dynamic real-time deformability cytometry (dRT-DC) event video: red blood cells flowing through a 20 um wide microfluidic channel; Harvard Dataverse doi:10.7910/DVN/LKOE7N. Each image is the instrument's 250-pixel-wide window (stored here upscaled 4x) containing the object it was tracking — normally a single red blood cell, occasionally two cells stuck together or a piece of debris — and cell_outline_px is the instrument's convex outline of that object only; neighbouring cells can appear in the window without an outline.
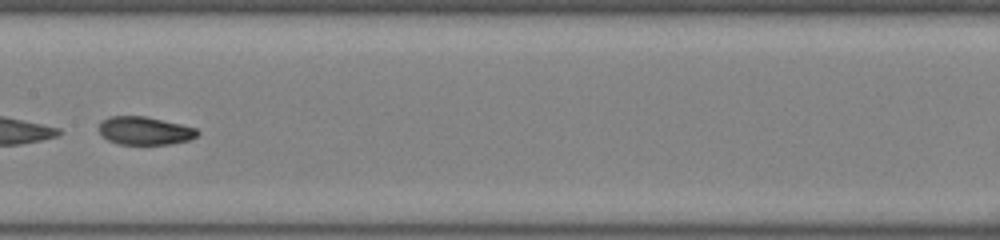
{"species": "common noctule bat (a hibernating species)", "species_latin": "Nyctalus noctula", "temperature_condition": "room temperature", "stored_images_in_passage": 46, "camera_frame_rate_fps": 3000, "um_per_image_px": 0.085, "animal": {"sex": "female", "body_mass_g": 22.0, "forearm_length_mm": 56.7}, "frame": {"image": 1, "passage_image": 25, "time_ms": 8.0, "image_size_px": [1000, 240], "cell_outline_px": [[200, 132], [196, 136], [188, 140], [168, 144], [120, 144], [108, 140], [100, 132], [100, 120], [108, 116], [148, 116], [196, 128]], "centroid_in_image_um": [12.3, 11.09], "position_along_channel_um": 195.1, "area_um2": 16.07}}
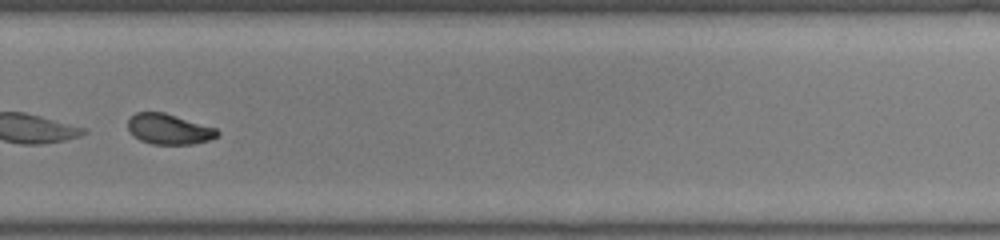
{"frame": {"image": 2, "passage_image": 34, "time_ms": 11.0, "image_size_px": [1000, 240], "cell_outline_px": [[220, 132], [216, 136], [208, 140], [192, 144], [152, 144], [140, 140], [132, 136], [128, 128], [128, 120], [136, 112], [164, 112], [216, 128]], "centroid_in_image_um": [14.33, 10.97], "position_along_channel_um": 315.5, "area_um2": 15.78}, "authors_computed_cell_mechanics": {"area_um2": 17.1377, "velocity_mm_per_s": 4.0088, "shape_relaxation_time_tau1_ms": 0.6687, "shape_relaxation_time_tau2_ms": 2.1927, "deformation_change_tau1": 0.3219, "deformation_change_tau2": 0.0689}}